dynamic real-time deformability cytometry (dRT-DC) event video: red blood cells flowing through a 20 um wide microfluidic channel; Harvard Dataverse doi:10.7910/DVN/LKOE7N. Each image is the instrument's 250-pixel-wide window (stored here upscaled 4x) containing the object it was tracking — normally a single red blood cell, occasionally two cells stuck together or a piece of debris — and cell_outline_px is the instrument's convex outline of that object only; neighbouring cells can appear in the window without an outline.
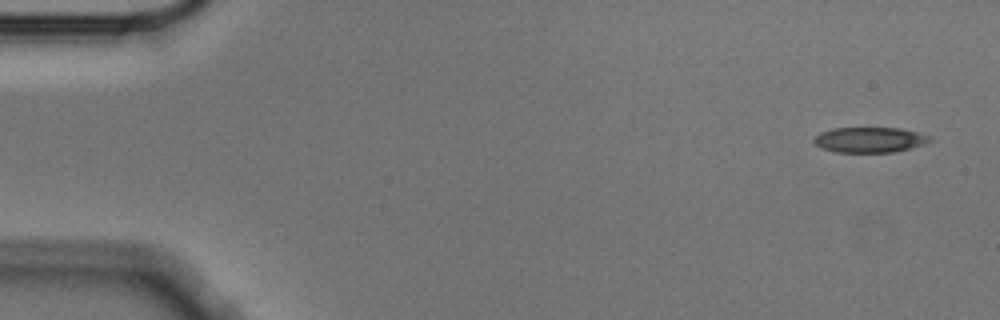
{"species": "Egyptian fruit bat (a non-hibernating species)", "species_latin": "Rousettus aegyptiacus", "temperature_condition": "cold", "stored_images_in_passage": 4, "camera_frame_rate_fps": 3000, "um_per_image_px": 0.085, "animal": {"sex": "male"}, "frame": {"image": 1, "passage_image": 1, "time_ms": 0.0, "image_size_px": [1000, 320], "cell_outline_px": [[932, 140], [924, 144], [892, 152], [836, 152], [820, 148], [812, 140], [820, 132], [832, 128], [900, 128], [916, 132], [928, 136]], "centroid_in_image_um": [73.86, 11.88], "position_along_channel_um": 11.1, "area_um2": 16.94}}
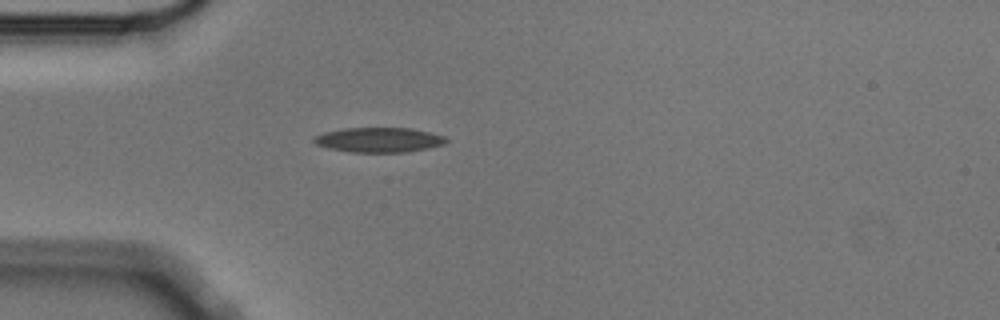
{"frame": {"image": 2, "passage_image": 4, "time_ms": 1.0, "image_size_px": [1000, 320], "cell_outline_px": [[448, 140], [444, 144], [428, 148], [408, 152], [352, 152], [328, 148], [316, 144], [312, 140], [312, 136], [324, 132], [344, 128], [412, 128], [444, 136]], "centroid_in_image_um": [32.18, 11.89], "position_along_channel_um": 52.8, "area_um2": 19.13}}